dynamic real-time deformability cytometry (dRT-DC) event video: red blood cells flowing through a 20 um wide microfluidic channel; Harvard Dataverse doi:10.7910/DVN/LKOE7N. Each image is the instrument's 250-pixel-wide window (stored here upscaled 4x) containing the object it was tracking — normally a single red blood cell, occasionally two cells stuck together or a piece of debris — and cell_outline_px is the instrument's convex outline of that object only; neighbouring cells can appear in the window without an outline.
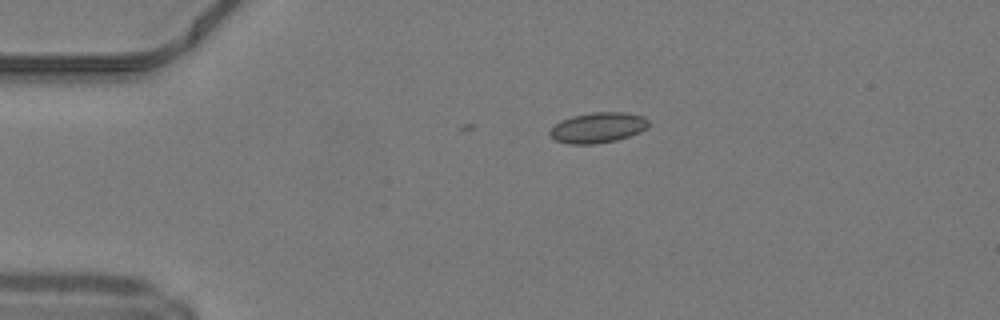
{"species": "common noctule bat (a hibernating species)", "species_latin": "Nyctalus noctula", "temperature_condition": "warm", "stored_images_in_passage": 4, "camera_frame_rate_fps": 3000, "um_per_image_px": 0.085, "animal": {"sex": "male", "body_mass_g": 19.2, "forearm_length_mm": 51.8}, "frame": {"image": 1, "passage_image": 1, "time_ms": 0.0, "image_size_px": [1000, 320], "cell_outline_px": [[648, 128], [640, 132], [616, 140], [596, 144], [568, 144], [556, 140], [548, 136], [548, 132], [560, 120], [572, 116], [592, 112], [624, 112], [644, 116], [648, 120]], "centroid_in_image_um": [50.81, 10.85], "position_along_channel_um": 34.2, "area_um2": 17.63}}